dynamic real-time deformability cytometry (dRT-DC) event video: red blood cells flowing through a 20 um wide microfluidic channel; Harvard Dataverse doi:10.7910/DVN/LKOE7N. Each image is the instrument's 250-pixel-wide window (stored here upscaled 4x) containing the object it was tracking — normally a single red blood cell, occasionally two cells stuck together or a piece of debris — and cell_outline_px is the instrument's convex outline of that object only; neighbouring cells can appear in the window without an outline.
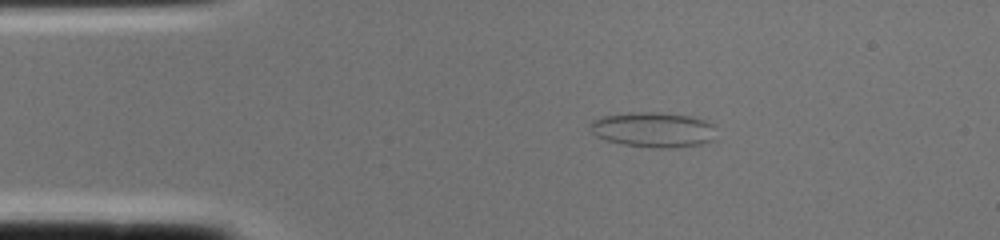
{"species": "common noctule bat (a hibernating species)", "species_latin": "Nyctalus noctula", "temperature_condition": "cold", "stored_images_in_passage": 2, "camera_frame_rate_fps": 3000, "um_per_image_px": 0.085, "animal": {"sex": "female", "body_mass_g": 22.0, "forearm_length_mm": 56.7}, "frame": {"image": 1, "passage_image": 1, "time_ms": 0.0, "image_size_px": [1000, 240], "cell_outline_px": [[712, 140], [700, 144], [668, 148], [652, 148], [624, 144], [608, 140], [596, 136], [588, 128], [588, 124], [592, 120], [604, 116], [628, 112], [660, 112], [696, 116], [712, 124]], "centroid_in_image_um": [55.48, 11.0], "position_along_channel_um": 29.5, "area_um2": 25.78}}